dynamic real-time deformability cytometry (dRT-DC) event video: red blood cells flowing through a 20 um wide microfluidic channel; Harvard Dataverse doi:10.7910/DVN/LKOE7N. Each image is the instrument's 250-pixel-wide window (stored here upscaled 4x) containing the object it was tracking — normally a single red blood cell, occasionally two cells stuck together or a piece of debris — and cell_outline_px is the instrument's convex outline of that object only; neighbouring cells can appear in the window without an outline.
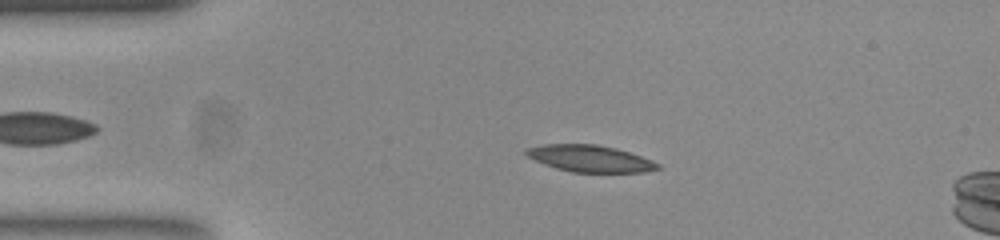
{"species": "common noctule bat (a hibernating species)", "species_latin": "Nyctalus noctula", "temperature_condition": "room temperature", "stored_images_in_passage": 39, "camera_frame_rate_fps": 3000, "um_per_image_px": 0.085, "animal": {"sex": "female", "body_mass_g": 23.0, "forearm_length_mm": 53.4}, "frame": {"image": 1, "passage_image": 3, "time_ms": 0.667, "image_size_px": [1000, 240], "cell_outline_px": [[660, 168], [644, 172], [572, 172], [556, 168], [536, 160], [528, 156], [524, 152], [524, 148], [544, 144], [596, 144], [616, 148], [652, 160], [660, 164]], "centroid_in_image_um": [50.15, 13.47], "position_along_channel_um": 34.9, "area_um2": 20.35}}
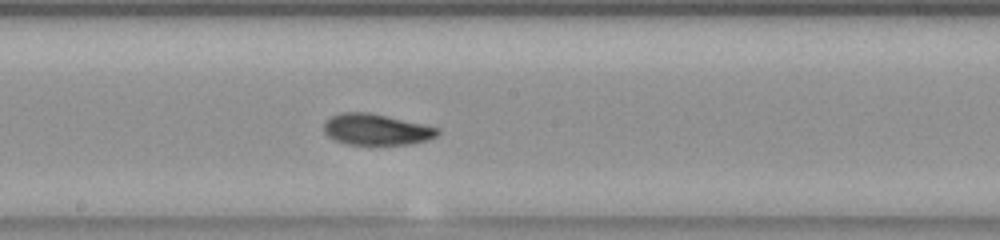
{"frame": {"image": 2, "passage_image": 20, "time_ms": 6.333, "image_size_px": [1000, 240], "cell_outline_px": [[440, 132], [436, 136], [428, 140], [412, 144], [344, 144], [328, 136], [324, 132], [324, 124], [332, 116], [344, 112], [368, 112], [440, 128]], "centroid_in_image_um": [32.0, 11.01], "position_along_channel_um": 216.2, "area_um2": 20.4}}
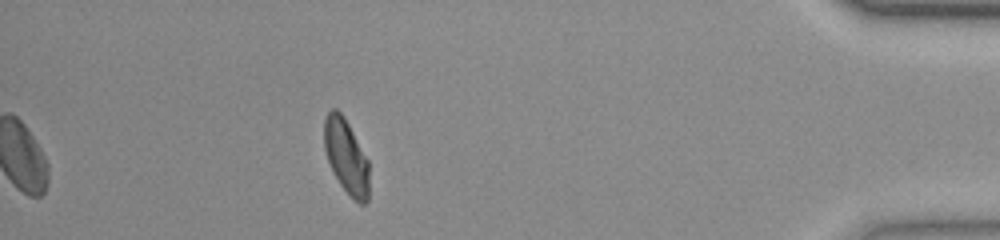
{"frame": {"image": 3, "passage_image": 39, "time_ms": 12.667, "image_size_px": [1000, 240], "cell_outline_px": [[368, 200], [364, 204], [360, 204], [340, 184], [332, 172], [324, 148], [324, 120], [328, 112], [332, 108], [336, 108], [344, 116], [368, 160]], "centroid_in_image_um": [29.41, 13.27], "position_along_channel_um": 405.8, "area_um2": 19.25}, "authors_computed_cell_mechanics": {"area_um2": 20.8658, "velocity_mm_per_s": 3.8398, "shape_relaxation_time_tau1_ms": 6.1414, "shape_relaxation_time_tau2_ms": 4.6199, "deformation_change_tau1": 0.1826, "deformation_change_tau2": 0.1071}}